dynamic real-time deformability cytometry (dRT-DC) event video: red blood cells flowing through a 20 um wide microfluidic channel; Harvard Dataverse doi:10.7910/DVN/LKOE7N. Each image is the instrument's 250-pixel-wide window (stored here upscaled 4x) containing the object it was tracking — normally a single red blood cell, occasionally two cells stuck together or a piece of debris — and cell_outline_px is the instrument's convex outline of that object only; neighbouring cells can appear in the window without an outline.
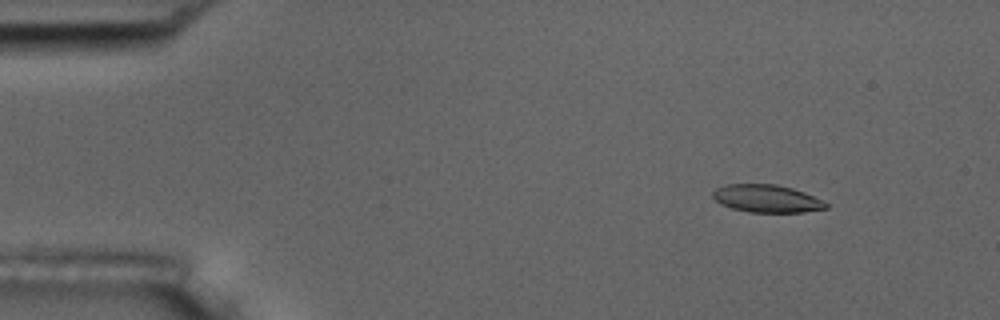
{"species": "common noctule bat (a hibernating species)", "species_latin": "Nyctalus noctula", "temperature_condition": "room temperature", "stored_images_in_passage": 6, "camera_frame_rate_fps": 3000, "um_per_image_px": 0.085, "animal": {"sex": "male", "body_mass_g": 17.5, "forearm_length_mm": 52.3}, "frame": {"image": 1, "passage_image": 2, "time_ms": 1.0, "image_size_px": [1000, 320], "cell_outline_px": [[828, 208], [804, 212], [748, 212], [732, 208], [720, 204], [712, 196], [712, 192], [716, 188], [724, 184], [776, 184], [792, 188], [804, 192], [828, 204]], "centroid_in_image_um": [65.13, 16.87], "position_along_channel_um": 19.9, "area_um2": 18.21}}
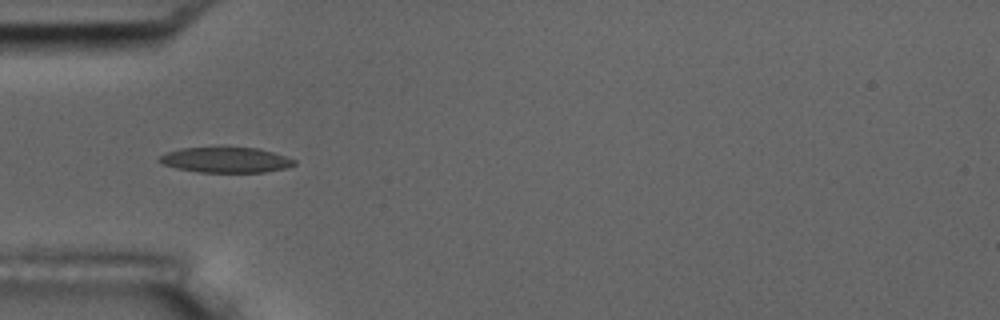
{"frame": {"image": 2, "passage_image": 5, "time_ms": 4.667, "image_size_px": [1000, 320], "cell_outline_px": [[296, 164], [284, 168], [264, 172], [200, 172], [176, 168], [164, 164], [156, 160], [160, 156], [168, 152], [180, 148], [256, 148], [272, 152], [296, 160]], "centroid_in_image_um": [19.18, 13.6], "position_along_channel_um": 65.8, "area_um2": 19.59}}